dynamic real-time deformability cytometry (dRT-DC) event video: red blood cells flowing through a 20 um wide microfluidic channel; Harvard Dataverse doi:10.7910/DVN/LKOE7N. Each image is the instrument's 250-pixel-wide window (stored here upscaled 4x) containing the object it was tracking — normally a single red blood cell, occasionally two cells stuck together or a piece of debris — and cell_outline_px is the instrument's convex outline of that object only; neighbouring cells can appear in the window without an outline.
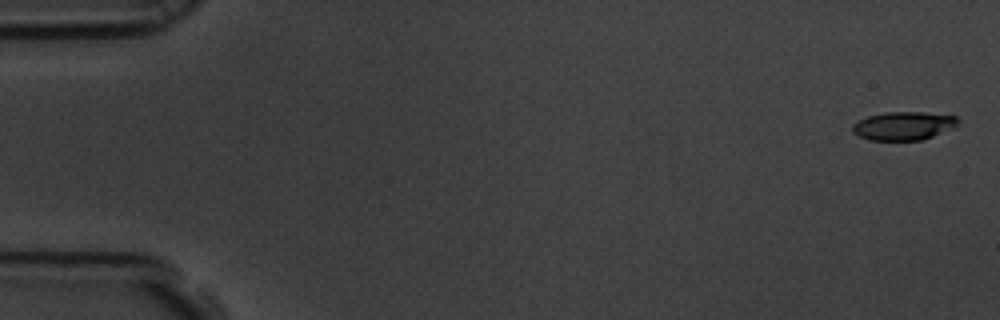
{"species": "common noctule bat (a hibernating species)", "species_latin": "Nyctalus noctula", "temperature_condition": "room temperature", "stored_images_in_passage": 4, "camera_frame_rate_fps": 3000, "um_per_image_px": 0.085, "animal": {"sex": "male", "body_mass_g": 19.5, "forearm_length_mm": 54.6}, "frame": {"image": 1, "passage_image": 1, "time_ms": 0.0, "image_size_px": [1000, 320], "cell_outline_px": [[960, 120], [952, 128], [932, 136], [920, 140], [868, 140], [852, 132], [852, 124], [868, 116], [884, 112], [920, 112], [956, 116]], "centroid_in_image_um": [76.77, 10.69], "position_along_channel_um": 8.2, "area_um2": 17.28}}